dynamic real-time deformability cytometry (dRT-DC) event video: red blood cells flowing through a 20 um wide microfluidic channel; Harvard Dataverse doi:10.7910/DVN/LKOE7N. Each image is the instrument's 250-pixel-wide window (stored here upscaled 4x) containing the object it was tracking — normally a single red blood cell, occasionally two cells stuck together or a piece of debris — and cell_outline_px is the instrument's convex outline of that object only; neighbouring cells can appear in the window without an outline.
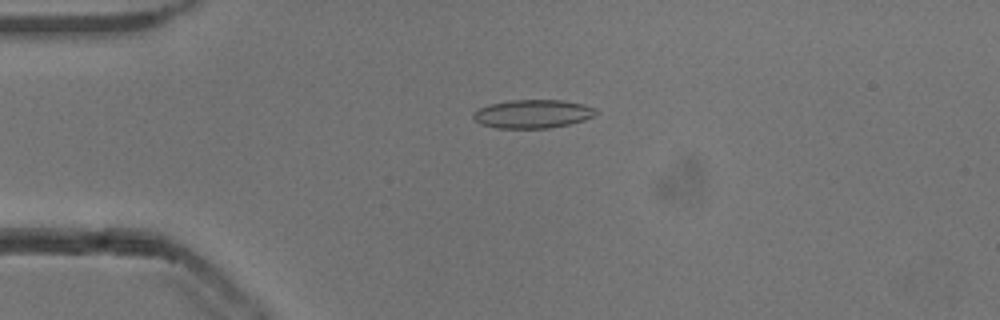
{"species": "common noctule bat (a hibernating species)", "species_latin": "Nyctalus noctula", "temperature_condition": "cold", "stored_images_in_passage": 11, "camera_frame_rate_fps": 3000, "um_per_image_px": 0.085, "animal": {"sex": "male", "body_mass_g": 13.3}, "frame": {"image": 1, "passage_image": 7, "time_ms": 2.0, "image_size_px": [1000, 320], "cell_outline_px": [[600, 112], [584, 120], [568, 124], [548, 128], [496, 128], [480, 124], [472, 116], [472, 112], [488, 104], [508, 100], [564, 100], [584, 104], [596, 108]], "centroid_in_image_um": [45.28, 9.67], "position_along_channel_um": 39.7, "area_um2": 20.52}}